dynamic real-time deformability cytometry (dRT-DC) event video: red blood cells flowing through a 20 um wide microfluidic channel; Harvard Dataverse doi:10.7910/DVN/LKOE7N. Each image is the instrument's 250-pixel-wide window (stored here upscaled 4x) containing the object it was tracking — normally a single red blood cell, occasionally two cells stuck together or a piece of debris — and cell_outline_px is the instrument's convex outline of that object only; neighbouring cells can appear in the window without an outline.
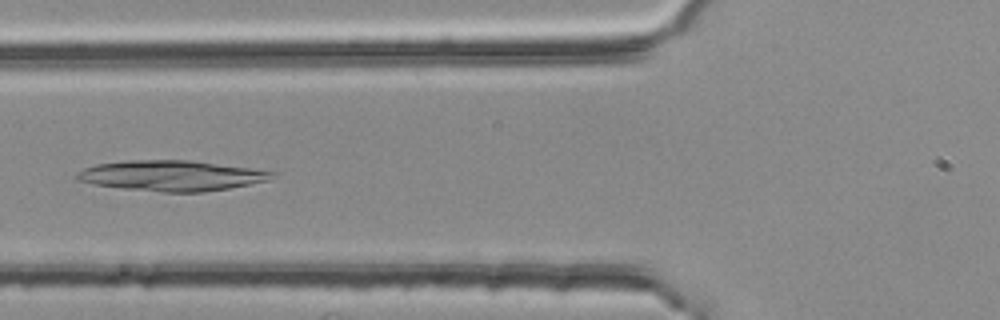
{"species": "common noctule bat (a hibernating species)", "species_latin": "Nyctalus noctula", "temperature_condition": "room temperature", "stored_images_in_passage": 41, "camera_frame_rate_fps": 3000, "um_per_image_px": 0.085, "animal": {"sex": "female", "body_mass_g": 25.1}, "frame": {"image": 1, "passage_image": 9, "time_ms": 2.667, "image_size_px": [1000, 320], "cell_outline_px": [[276, 172], [268, 180], [228, 188], [204, 192], [164, 192], [124, 188], [96, 184], [76, 180], [72, 176], [76, 172], [84, 168], [96, 164], [128, 160], [192, 160]], "centroid_in_image_um": [14.5, 14.92], "position_along_channel_um": 111.3, "area_um2": 34.33}}
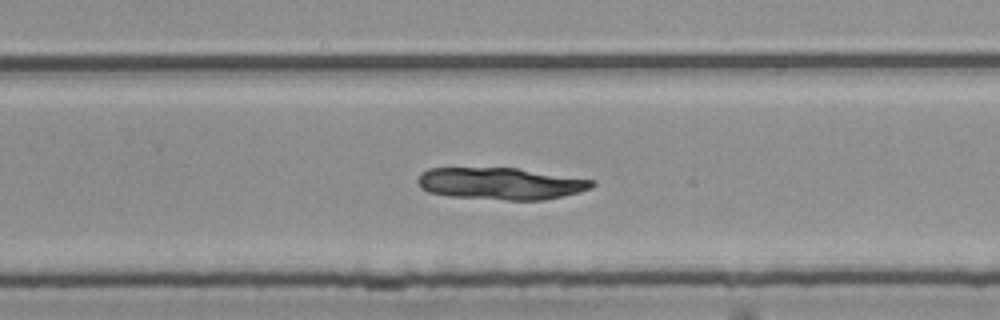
{"frame": {"image": 2, "passage_image": 23, "time_ms": 7.333, "image_size_px": [1000, 320], "cell_outline_px": [[596, 184], [592, 188], [580, 192], [544, 200], [508, 200], [448, 196], [428, 192], [420, 188], [416, 180], [420, 172], [428, 168], [516, 168], [596, 180]], "centroid_in_image_um": [42.55, 15.6], "position_along_channel_um": 287.3, "area_um2": 32.71}}
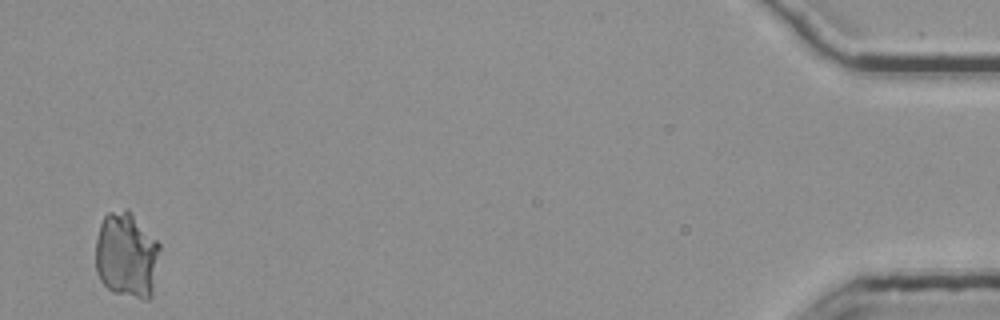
{"frame": {"image": 3, "passage_image": 41, "time_ms": 13.333, "image_size_px": [1000, 320], "cell_outline_px": [[160, 248], [152, 296], [148, 300], [144, 300], [112, 292], [100, 280], [96, 272], [96, 240], [100, 224], [104, 216], [108, 212], [128, 208], [132, 212], [160, 244]], "centroid_in_image_um": [10.76, 21.69], "position_along_channel_um": 424.4, "area_um2": 32.43}}